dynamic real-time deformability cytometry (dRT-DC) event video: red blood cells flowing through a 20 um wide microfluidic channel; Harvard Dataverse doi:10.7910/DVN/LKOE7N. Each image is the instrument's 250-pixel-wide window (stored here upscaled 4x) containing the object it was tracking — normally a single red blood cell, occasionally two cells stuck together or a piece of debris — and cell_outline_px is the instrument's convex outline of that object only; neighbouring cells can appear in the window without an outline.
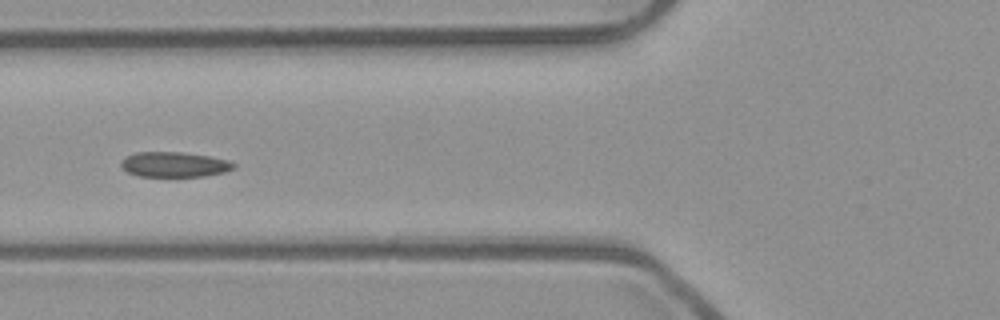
{"species": "common noctule bat (a hibernating species)", "species_latin": "Nyctalus noctula", "temperature_condition": "room temperature", "stored_images_in_passage": 11, "camera_frame_rate_fps": 3000, "um_per_image_px": 0.085, "animal": {"sex": "male", "body_mass_g": 23.1, "forearm_length_mm": 52.7}, "frame": {"image": 1, "passage_image": 7, "time_ms": 2.0, "image_size_px": [1000, 320], "cell_outline_px": [[236, 168], [224, 172], [204, 176], [136, 176], [128, 172], [120, 164], [124, 156], [136, 152], [180, 152], [208, 156], [228, 160], [236, 164]], "centroid_in_image_um": [14.81, 13.98], "position_along_channel_um": 111.0, "area_um2": 16.47}}